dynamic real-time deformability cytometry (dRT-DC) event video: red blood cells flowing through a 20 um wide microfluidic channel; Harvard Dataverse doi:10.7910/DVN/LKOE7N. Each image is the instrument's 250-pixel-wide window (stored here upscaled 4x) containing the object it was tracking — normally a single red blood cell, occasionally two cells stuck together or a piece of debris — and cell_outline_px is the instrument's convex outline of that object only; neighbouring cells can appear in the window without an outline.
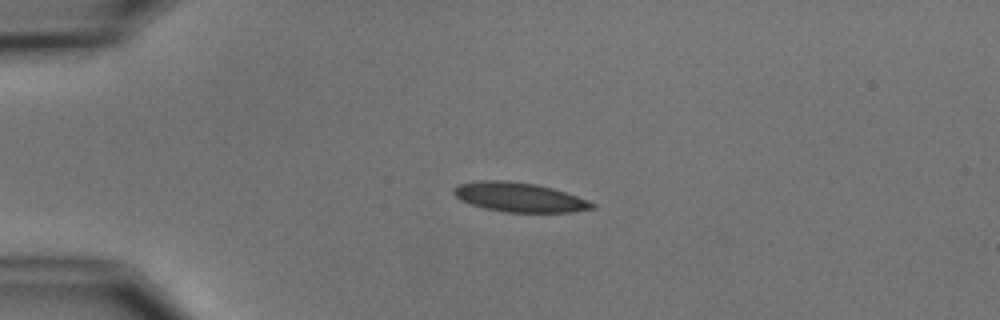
{"species": "common noctule bat (a hibernating species)", "species_latin": "Nyctalus noctula", "temperature_condition": "cold", "stored_images_in_passage": 4, "camera_frame_rate_fps": 3000, "um_per_image_px": 0.085, "animal": {"sex": "male", "body_mass_g": 15.6}, "frame": {"image": 1, "passage_image": 3, "time_ms": 2.667, "image_size_px": [1000, 320], "cell_outline_px": [[596, 208], [572, 212], [504, 212], [484, 208], [460, 200], [452, 192], [452, 188], [460, 184], [480, 180], [508, 180], [536, 184], [552, 188], [576, 196], [596, 204]], "centroid_in_image_um": [44.12, 16.76], "position_along_channel_um": 40.9, "area_um2": 23.64}}